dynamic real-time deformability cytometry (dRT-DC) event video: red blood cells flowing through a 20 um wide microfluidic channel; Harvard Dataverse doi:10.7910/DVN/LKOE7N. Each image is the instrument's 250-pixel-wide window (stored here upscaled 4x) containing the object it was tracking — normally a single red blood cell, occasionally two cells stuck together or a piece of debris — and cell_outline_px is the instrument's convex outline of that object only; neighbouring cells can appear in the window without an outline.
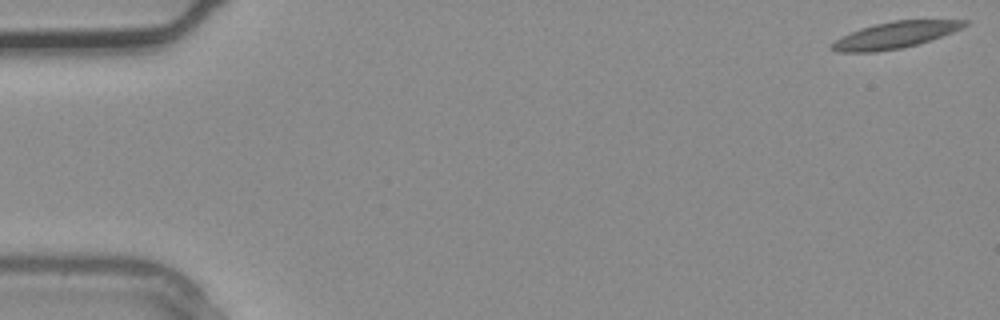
{"species": "common noctule bat (a hibernating species)", "species_latin": "Nyctalus noctula", "temperature_condition": "warm", "stored_images_in_passage": 3, "camera_frame_rate_fps": 3000, "um_per_image_px": 0.085, "animal": {"sex": "male", "body_mass_g": 20.4}, "frame": {"image": 1, "passage_image": 1, "time_ms": 0.0, "image_size_px": [1000, 320], "cell_outline_px": [[968, 24], [952, 32], [916, 44], [900, 48], [876, 52], [836, 52], [828, 48], [836, 40], [852, 32], [876, 24], [892, 20], [968, 20]], "centroid_in_image_um": [76.05, 2.98], "position_along_channel_um": 8.9, "area_um2": 19.94}}
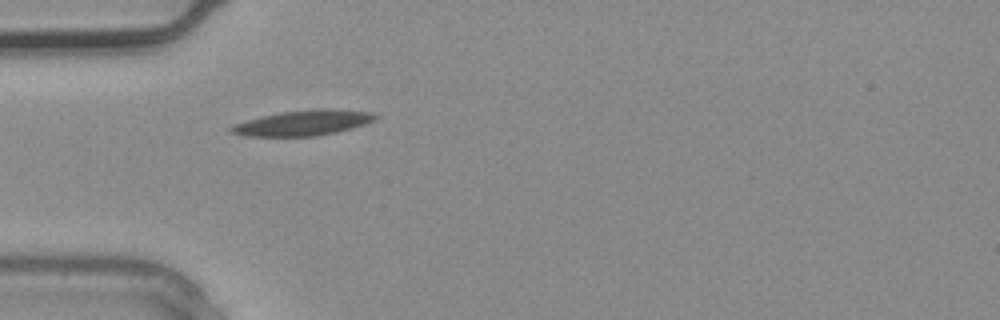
{"frame": {"image": 2, "passage_image": 3, "time_ms": 0.667, "image_size_px": [1000, 320], "cell_outline_px": [[380, 116], [364, 124], [352, 128], [336, 132], [316, 136], [244, 136], [228, 132], [228, 128], [232, 124], [280, 112], [316, 108], [332, 108], [372, 112]], "centroid_in_image_um": [25.75, 10.44], "position_along_channel_um": 59.2, "area_um2": 21.39}}